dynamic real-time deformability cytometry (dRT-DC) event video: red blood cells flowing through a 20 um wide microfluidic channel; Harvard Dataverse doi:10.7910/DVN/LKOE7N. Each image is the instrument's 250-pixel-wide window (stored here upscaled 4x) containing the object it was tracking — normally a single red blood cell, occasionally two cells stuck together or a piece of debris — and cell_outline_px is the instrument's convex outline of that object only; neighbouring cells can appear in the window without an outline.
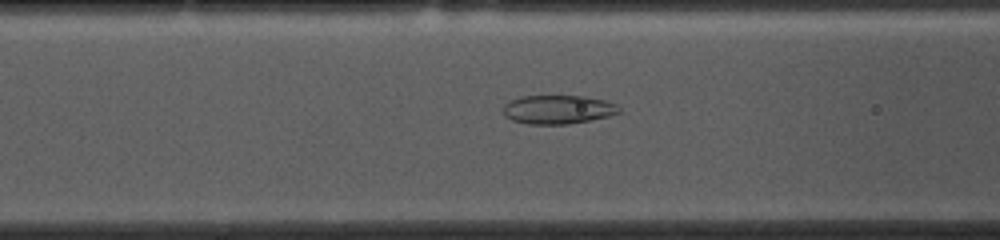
{"species": "common noctule bat (a hibernating species)", "species_latin": "Nyctalus noctula", "temperature_condition": "cold", "stored_images_in_passage": 52, "camera_frame_rate_fps": 3000, "um_per_image_px": 0.085, "animal": {"sex": "female", "body_mass_g": 10.0, "forearm_length_mm": 53.1}, "frame": {"image": 1, "passage_image": 19, "time_ms": 6.0, "image_size_px": [1000, 240], "cell_outline_px": [[620, 112], [608, 116], [568, 124], [528, 124], [512, 120], [504, 116], [504, 104], [520, 96], [584, 96], [604, 100], [616, 104], [620, 108]], "centroid_in_image_um": [47.41, 9.3], "position_along_channel_um": 119.2, "area_um2": 19.31}}
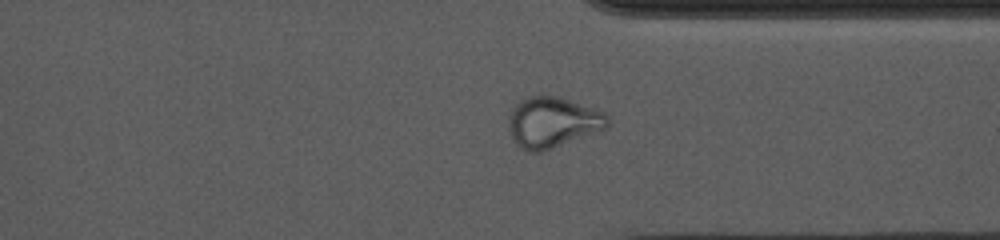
{"frame": {"image": 2, "passage_image": 39, "time_ms": 12.667, "image_size_px": [1000, 240], "cell_outline_px": [[608, 128], [552, 148], [540, 152], [528, 152], [520, 148], [508, 132], [508, 116], [512, 108], [516, 104], [532, 96], [556, 96], [604, 112], [608, 116]], "centroid_in_image_um": [46.94, 10.42], "position_along_channel_um": 364.5, "area_um2": 28.96}}
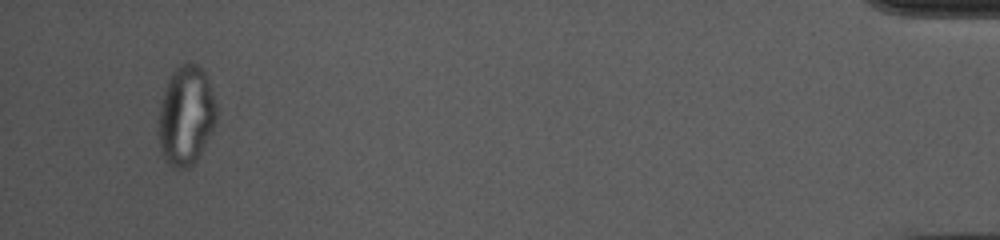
{"frame": {"image": 3, "passage_image": 50, "time_ms": 16.333, "image_size_px": [1000, 240], "cell_outline_px": [[216, 124], [196, 160], [188, 168], [172, 168], [164, 160], [160, 148], [160, 104], [164, 88], [172, 72], [180, 64], [196, 64], [204, 72], [208, 80], [216, 100]], "centroid_in_image_um": [15.82, 9.83], "position_along_channel_um": 419.4, "area_um2": 33.29}, "authors_computed_cell_mechanics": {"area_um2": 26.0967, "velocity_mm_per_s": 3.7047, "shape_relaxation_time_tau1_ms": null, "shape_relaxation_time_tau2_ms": 1.6342, "deformation_change_tau1": null, "deformation_change_tau2": 0.0632}}